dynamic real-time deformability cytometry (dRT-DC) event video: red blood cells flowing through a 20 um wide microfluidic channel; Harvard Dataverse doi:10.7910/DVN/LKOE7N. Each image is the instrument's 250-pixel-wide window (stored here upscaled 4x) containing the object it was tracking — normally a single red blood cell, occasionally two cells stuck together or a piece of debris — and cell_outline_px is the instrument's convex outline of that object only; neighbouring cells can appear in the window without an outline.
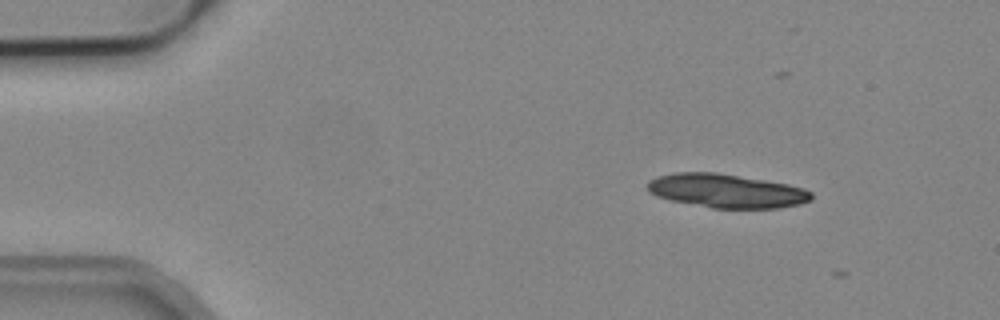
{"species": "common noctule bat (a hibernating species)", "species_latin": "Nyctalus noctula", "temperature_condition": "cold", "stored_images_in_passage": 6, "camera_frame_rate_fps": 3000, "um_per_image_px": 0.085, "animal": {"sex": "male", "body_mass_g": 19.2, "forearm_length_mm": 51.8}, "frame": {"image": 1, "passage_image": 1, "time_ms": 0.0, "image_size_px": [1000, 320], "cell_outline_px": [[812, 200], [800, 204], [780, 208], [712, 208], [672, 200], [656, 196], [648, 192], [648, 180], [660, 176], [676, 172], [716, 172], [788, 184], [804, 188], [812, 192]], "centroid_in_image_um": [61.77, 16.22], "position_along_channel_um": 23.2, "area_um2": 32.19}}